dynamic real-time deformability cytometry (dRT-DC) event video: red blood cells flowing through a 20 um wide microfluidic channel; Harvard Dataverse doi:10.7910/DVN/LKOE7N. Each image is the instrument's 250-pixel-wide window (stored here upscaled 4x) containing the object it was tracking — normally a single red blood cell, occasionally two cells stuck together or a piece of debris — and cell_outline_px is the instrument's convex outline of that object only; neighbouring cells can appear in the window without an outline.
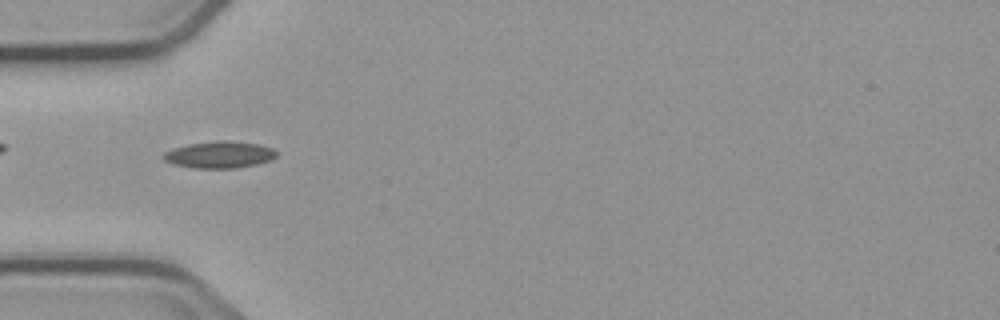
{"species": "common noctule bat (a hibernating species)", "species_latin": "Nyctalus noctula", "temperature_condition": "cold", "stored_images_in_passage": 7, "camera_frame_rate_fps": 3000, "um_per_image_px": 0.085, "animal": {"sex": "male", "body_mass_g": 23.1, "forearm_length_mm": 52.7}, "frame": {"image": 1, "passage_image": 6, "time_ms": 6.0, "image_size_px": [1000, 320], "cell_outline_px": [[276, 156], [272, 160], [256, 164], [236, 168], [196, 168], [172, 164], [164, 160], [160, 156], [164, 152], [172, 148], [188, 144], [216, 140], [228, 140], [260, 144], [272, 148], [276, 152]], "centroid_in_image_um": [18.63, 13.14], "position_along_channel_um": 66.4, "area_um2": 17.86}}
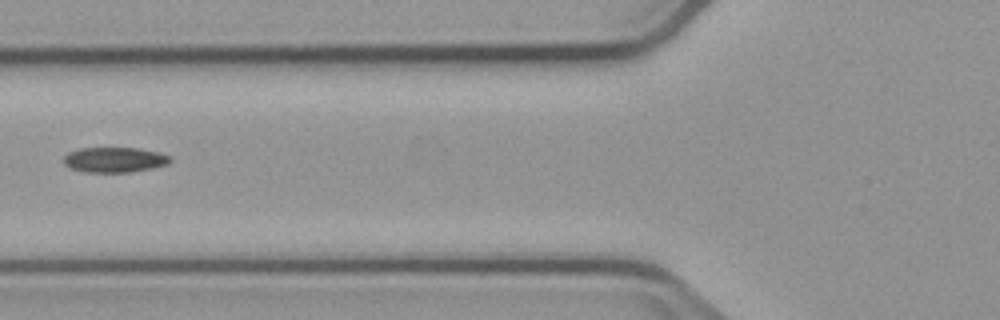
{"frame": {"image": 2, "passage_image": 7, "time_ms": 7.333, "image_size_px": [1000, 320], "cell_outline_px": [[172, 160], [168, 164], [152, 168], [128, 172], [88, 172], [72, 168], [64, 164], [64, 156], [68, 152], [80, 148], [140, 148], [160, 152], [172, 156]], "centroid_in_image_um": [9.78, 13.57], "position_along_channel_um": 116.0, "area_um2": 15.66}}